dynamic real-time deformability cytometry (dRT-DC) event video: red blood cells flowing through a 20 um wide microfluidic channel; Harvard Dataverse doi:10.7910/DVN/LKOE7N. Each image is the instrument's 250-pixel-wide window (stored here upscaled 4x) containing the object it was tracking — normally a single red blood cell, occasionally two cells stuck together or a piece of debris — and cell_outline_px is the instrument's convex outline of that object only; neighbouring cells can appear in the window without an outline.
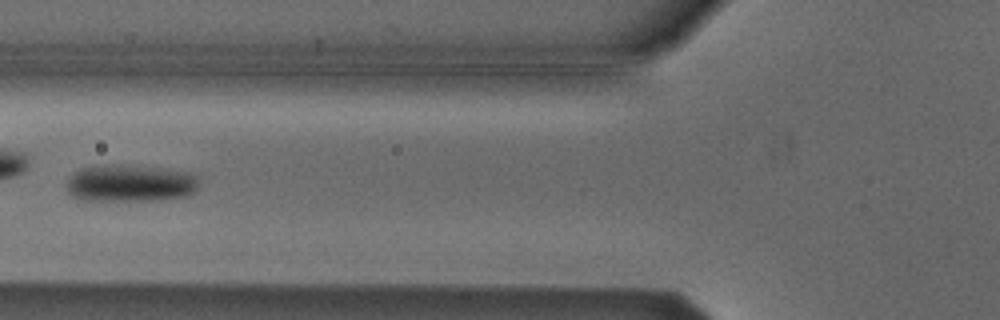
{"species": "Egyptian fruit bat (a non-hibernating species)", "species_latin": "Rousettus aegyptiacus", "temperature_condition": "cold", "stored_images_in_passage": 6, "camera_frame_rate_fps": 3000, "um_per_image_px": 0.085, "animal": {"sex": "male"}, "frame": {"image": 1, "passage_image": 6, "time_ms": 1.667, "image_size_px": [1000, 320], "cell_outline_px": [[200, 184], [196, 192], [188, 196], [160, 200], [80, 200], [72, 196], [68, 192], [68, 180], [76, 172], [84, 168], [156, 168], [192, 172], [196, 176]], "centroid_in_image_um": [11.19, 15.65], "position_along_channel_um": 114.6, "area_um2": 27.51}}